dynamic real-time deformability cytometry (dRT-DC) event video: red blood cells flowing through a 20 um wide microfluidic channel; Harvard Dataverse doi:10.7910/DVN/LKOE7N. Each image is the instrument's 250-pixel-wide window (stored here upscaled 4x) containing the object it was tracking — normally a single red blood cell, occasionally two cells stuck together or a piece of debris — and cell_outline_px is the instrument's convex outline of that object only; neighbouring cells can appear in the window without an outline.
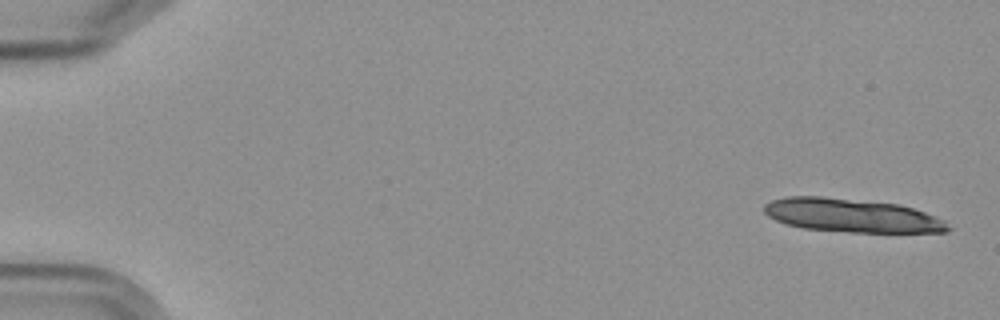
{"species": "Egyptian fruit bat (a non-hibernating species)", "species_latin": "Rousettus aegyptiacus", "temperature_condition": "cold", "stored_images_in_passage": 3, "camera_frame_rate_fps": 3000, "um_per_image_px": 0.085, "frame": {"image": 1, "passage_image": 1, "time_ms": 0.0, "image_size_px": [1000, 320], "cell_outline_px": [[952, 228], [948, 232], [848, 232], [804, 228], [784, 224], [768, 216], [764, 212], [764, 204], [772, 200], [784, 196], [824, 196], [900, 204], [936, 216], [944, 220]], "centroid_in_image_um": [72.39, 18.31], "position_along_channel_um": 12.6, "area_um2": 36.18}}